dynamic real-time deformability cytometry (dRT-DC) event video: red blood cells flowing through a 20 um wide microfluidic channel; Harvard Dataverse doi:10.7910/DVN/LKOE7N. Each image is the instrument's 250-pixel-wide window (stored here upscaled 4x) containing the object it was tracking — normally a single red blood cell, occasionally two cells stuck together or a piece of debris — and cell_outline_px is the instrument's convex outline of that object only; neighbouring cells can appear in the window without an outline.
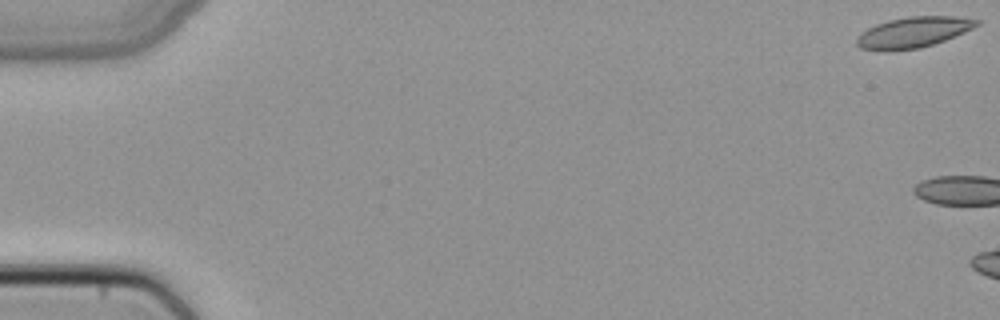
{"species": "common noctule bat (a hibernating species)", "species_latin": "Nyctalus noctula", "temperature_condition": "cold", "stored_images_in_passage": 4, "camera_frame_rate_fps": 3000, "um_per_image_px": 0.085, "animal": {"sex": "female", "body_mass_g": 22.7, "forearm_length_mm": 54.2}, "frame": {"image": 1, "passage_image": 1, "time_ms": 0.0, "image_size_px": [1000, 320], "cell_outline_px": [[984, 20], [980, 24], [964, 32], [944, 40], [920, 48], [884, 52], [860, 48], [856, 44], [856, 36], [860, 32], [876, 24], [888, 20], [908, 16], [956, 16]], "centroid_in_image_um": [77.6, 2.74], "position_along_channel_um": 7.4, "area_um2": 21.79}}